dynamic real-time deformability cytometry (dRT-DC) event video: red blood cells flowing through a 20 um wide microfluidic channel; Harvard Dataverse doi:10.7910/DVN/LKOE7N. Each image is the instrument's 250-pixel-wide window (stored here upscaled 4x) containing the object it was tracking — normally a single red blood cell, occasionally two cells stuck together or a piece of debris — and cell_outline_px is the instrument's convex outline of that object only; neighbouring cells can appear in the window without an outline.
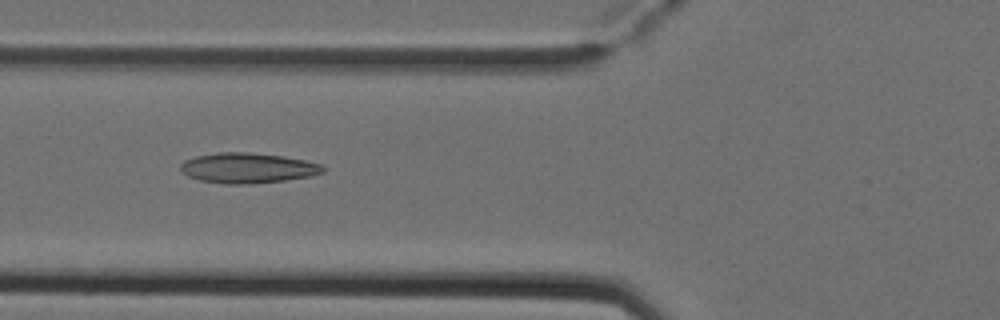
{"species": "Egyptian fruit bat (a non-hibernating species)", "species_latin": "Rousettus aegyptiacus", "temperature_condition": "cold", "stored_images_in_passage": 5, "camera_frame_rate_fps": 3000, "um_per_image_px": 0.085, "animal": {"sex": "female"}, "frame": {"image": 1, "passage_image": 3, "time_ms": 0.667, "image_size_px": [1000, 320], "cell_outline_px": [[324, 172], [312, 176], [284, 180], [252, 184], [224, 184], [200, 180], [188, 176], [180, 172], [180, 164], [184, 160], [196, 156], [220, 152], [248, 152], [284, 156], [304, 160], [320, 164], [324, 168]], "centroid_in_image_um": [21.03, 14.28], "position_along_channel_um": 104.8, "area_um2": 25.2}}
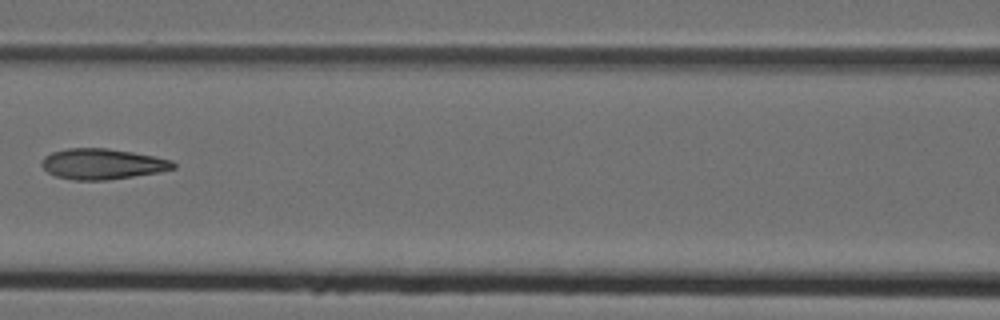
{"frame": {"image": 2, "passage_image": 4, "time_ms": 1.0, "image_size_px": [1000, 320], "cell_outline_px": [[176, 168], [160, 172], [108, 180], [72, 180], [56, 176], [48, 172], [40, 164], [44, 156], [52, 152], [68, 148], [108, 148], [132, 152], [172, 160], [176, 164]], "centroid_in_image_um": [8.7, 13.94], "position_along_channel_um": 157.9, "area_um2": 23.52}}
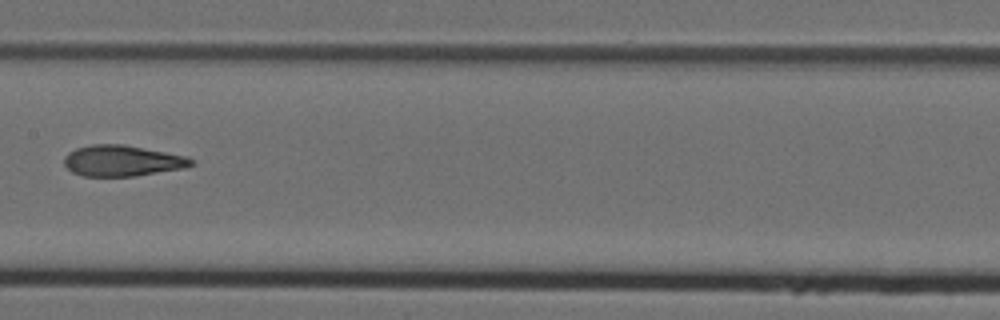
{"frame": {"image": 3, "passage_image": 5, "time_ms": 1.333, "image_size_px": [1000, 320], "cell_outline_px": [[192, 164], [184, 168], [136, 176], [84, 176], [72, 172], [64, 164], [64, 156], [68, 152], [76, 148], [92, 144], [124, 144], [188, 156], [192, 160]], "centroid_in_image_um": [10.37, 13.66], "position_along_channel_um": 197.0, "area_um2": 22.95}}